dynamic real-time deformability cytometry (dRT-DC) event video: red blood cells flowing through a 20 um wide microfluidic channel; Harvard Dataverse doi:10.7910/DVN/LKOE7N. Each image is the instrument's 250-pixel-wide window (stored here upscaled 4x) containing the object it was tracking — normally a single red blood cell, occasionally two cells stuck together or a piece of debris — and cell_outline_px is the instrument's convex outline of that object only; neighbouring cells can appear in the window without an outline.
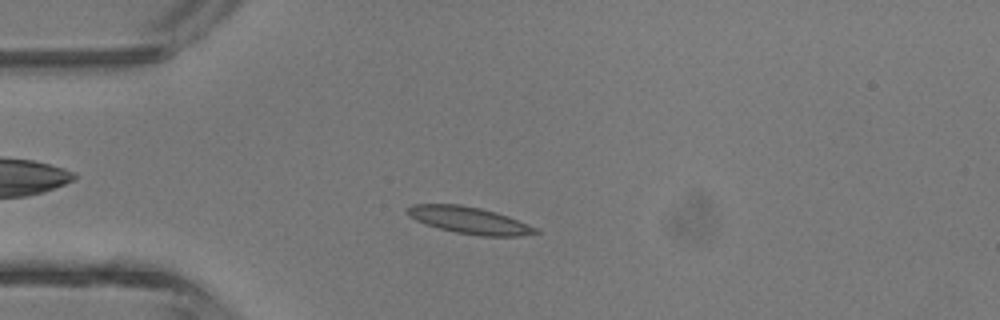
{"species": "common noctule bat (a hibernating species)", "species_latin": "Nyctalus noctula", "temperature_condition": "room temperature", "stored_images_in_passage": 6, "camera_frame_rate_fps": 3000, "um_per_image_px": 0.085, "animal": {"sex": "male", "body_mass_g": 13.3}, "frame": {"image": 1, "passage_image": 5, "time_ms": 4.667, "image_size_px": [1000, 320], "cell_outline_px": [[540, 232], [520, 236], [480, 236], [456, 232], [424, 224], [408, 216], [404, 212], [404, 208], [412, 204], [460, 204], [480, 208], [496, 212], [508, 216], [540, 228]], "centroid_in_image_um": [39.87, 18.71], "position_along_channel_um": 45.1, "area_um2": 20.35}}